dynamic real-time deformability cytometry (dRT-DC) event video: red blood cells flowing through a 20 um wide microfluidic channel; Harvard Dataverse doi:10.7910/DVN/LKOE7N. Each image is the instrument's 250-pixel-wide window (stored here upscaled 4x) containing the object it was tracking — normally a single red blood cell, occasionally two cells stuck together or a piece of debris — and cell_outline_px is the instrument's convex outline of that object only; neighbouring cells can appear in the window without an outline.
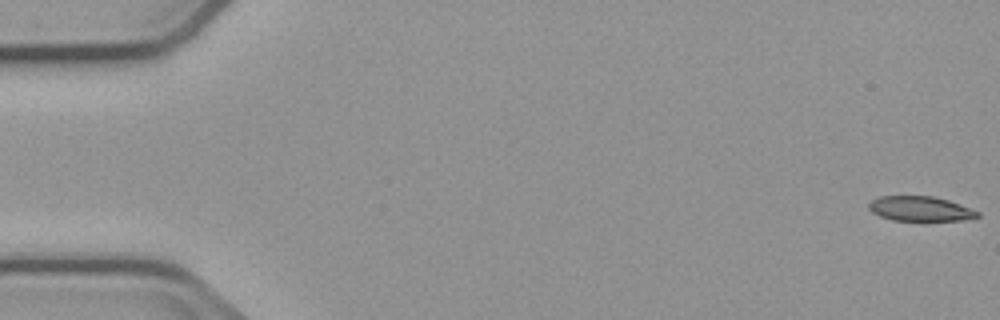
{"species": "common noctule bat (a hibernating species)", "species_latin": "Nyctalus noctula", "temperature_condition": "cold", "stored_images_in_passage": 4, "camera_frame_rate_fps": 3000, "um_per_image_px": 0.085, "animal": {"sex": "male", "body_mass_g": 23.1, "forearm_length_mm": 52.7}, "frame": {"image": 1, "passage_image": 1, "time_ms": 0.0, "image_size_px": [1000, 320], "cell_outline_px": [[980, 216], [964, 220], [892, 220], [880, 216], [872, 212], [868, 208], [868, 204], [872, 200], [880, 196], [932, 196], [948, 200], [960, 204], [980, 212]], "centroid_in_image_um": [78.22, 17.74], "position_along_channel_um": 6.8, "area_um2": 15.61}}
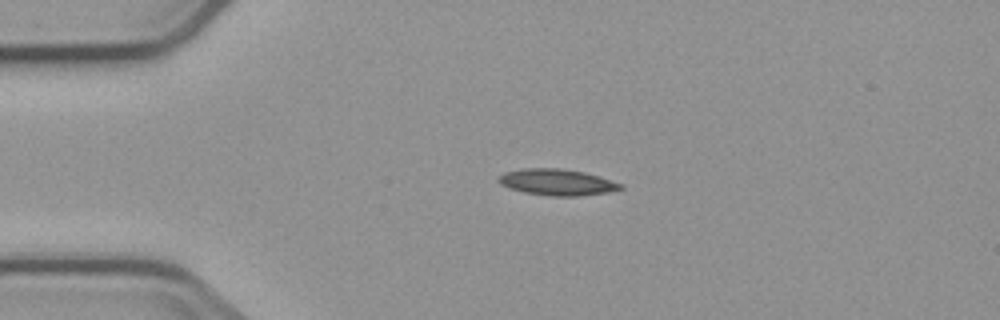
{"frame": {"image": 2, "passage_image": 4, "time_ms": 4.0, "image_size_px": [1000, 320], "cell_outline_px": [[624, 188], [608, 192], [580, 196], [552, 196], [524, 192], [508, 188], [500, 184], [496, 180], [496, 176], [504, 172], [520, 168], [560, 168], [584, 172], [624, 184]], "centroid_in_image_um": [47.3, 15.48], "position_along_channel_um": 37.7, "area_um2": 18.9}}